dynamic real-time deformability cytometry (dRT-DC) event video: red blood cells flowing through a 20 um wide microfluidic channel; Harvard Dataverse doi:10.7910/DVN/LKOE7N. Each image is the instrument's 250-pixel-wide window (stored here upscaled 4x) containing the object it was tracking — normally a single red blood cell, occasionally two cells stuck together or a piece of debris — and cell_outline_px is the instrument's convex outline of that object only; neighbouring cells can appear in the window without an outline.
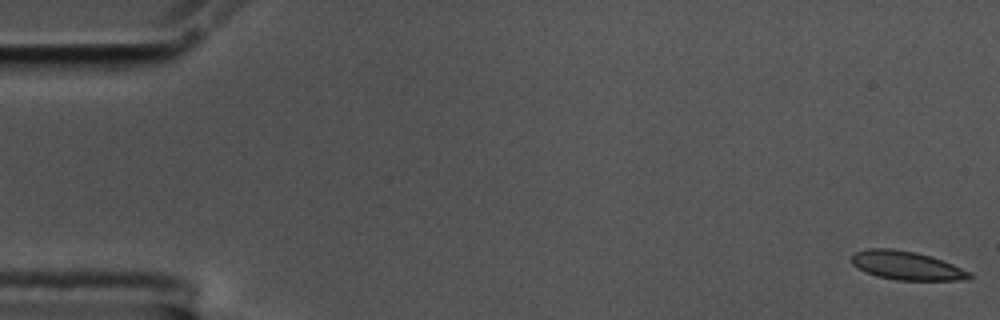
{"species": "common noctule bat (a hibernating species)", "species_latin": "Nyctalus noctula", "temperature_condition": "cold", "stored_images_in_passage": 57, "camera_frame_rate_fps": 3000, "um_per_image_px": 0.085, "animal": {"sex": "male", "body_mass_g": 17.5, "forearm_length_mm": 52.3}, "frame": {"image": 1, "passage_image": 1, "time_ms": 0.0, "image_size_px": [1000, 320], "cell_outline_px": [[972, 276], [968, 280], [896, 280], [876, 276], [852, 264], [852, 256], [856, 252], [868, 248], [892, 248], [916, 252], [952, 264], [972, 272]], "centroid_in_image_um": [77.08, 22.57], "position_along_channel_um": 7.9, "area_um2": 19.48}}
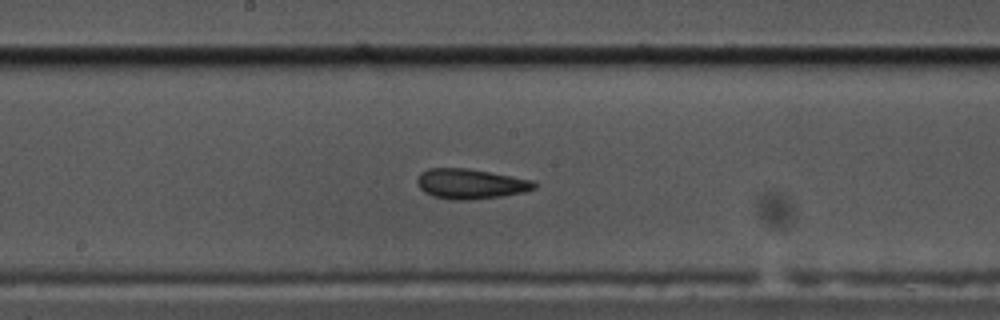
{"frame": {"image": 2, "passage_image": 30, "time_ms": 9.667, "image_size_px": [1000, 320], "cell_outline_px": [[536, 188], [524, 192], [500, 196], [468, 200], [452, 200], [432, 196], [424, 192], [416, 184], [416, 180], [420, 172], [428, 168], [468, 168], [512, 176], [532, 180], [536, 184]], "centroid_in_image_um": [39.95, 15.62], "position_along_channel_um": 208.3, "area_um2": 20.58}}
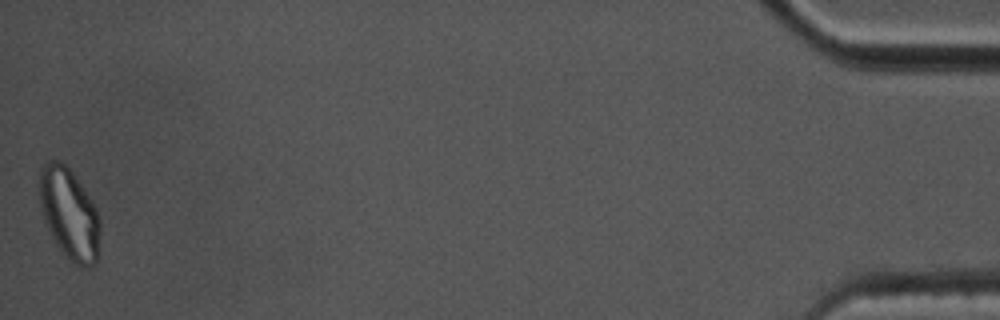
{"frame": {"image": 3, "passage_image": 57, "time_ms": 18.667, "image_size_px": [1000, 320], "cell_outline_px": [[100, 232], [96, 264], [92, 268], [88, 268], [76, 264], [68, 260], [56, 244], [44, 220], [40, 204], [40, 168], [44, 164], [52, 160], [64, 160], [92, 200], [96, 208], [100, 220]], "centroid_in_image_um": [5.91, 18.17], "position_along_channel_um": 429.3, "area_um2": 32.37}, "authors_computed_cell_mechanics": {"area_um2": 20.2878, "velocity_mm_per_s": 3.5156, "shape_relaxation_time_tau1_ms": 3.8126, "shape_relaxation_time_tau2_ms": 1.7129, "deformation_change_tau1": 0.1205, "deformation_change_tau2": 0.0895}}